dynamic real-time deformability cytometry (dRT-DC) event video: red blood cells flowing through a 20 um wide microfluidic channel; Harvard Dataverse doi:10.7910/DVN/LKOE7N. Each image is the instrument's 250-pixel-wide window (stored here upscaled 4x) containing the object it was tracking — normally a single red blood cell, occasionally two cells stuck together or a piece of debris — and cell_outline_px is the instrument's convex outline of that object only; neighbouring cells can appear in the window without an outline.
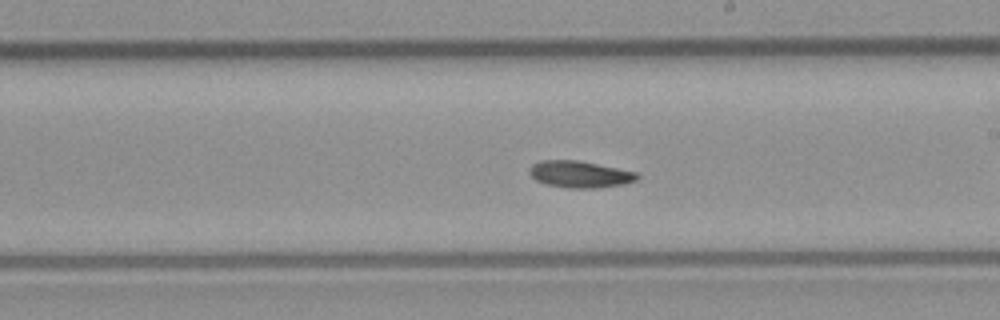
{"species": "common noctule bat (a hibernating species)", "species_latin": "Nyctalus noctula", "temperature_condition": "room temperature", "stored_images_in_passage": 11, "camera_frame_rate_fps": 3000, "um_per_image_px": 0.085, "animal": {"sex": "male", "body_mass_g": 23.1, "forearm_length_mm": 52.7}, "frame": {"image": 1, "passage_image": 10, "time_ms": 3.0, "image_size_px": [1000, 320], "cell_outline_px": [[640, 176], [636, 180], [624, 184], [600, 188], [568, 188], [544, 184], [536, 180], [528, 172], [528, 168], [532, 164], [540, 160], [576, 160], [636, 172]], "centroid_in_image_um": [49.25, 14.82], "position_along_channel_um": 239.8, "area_um2": 16.82}}